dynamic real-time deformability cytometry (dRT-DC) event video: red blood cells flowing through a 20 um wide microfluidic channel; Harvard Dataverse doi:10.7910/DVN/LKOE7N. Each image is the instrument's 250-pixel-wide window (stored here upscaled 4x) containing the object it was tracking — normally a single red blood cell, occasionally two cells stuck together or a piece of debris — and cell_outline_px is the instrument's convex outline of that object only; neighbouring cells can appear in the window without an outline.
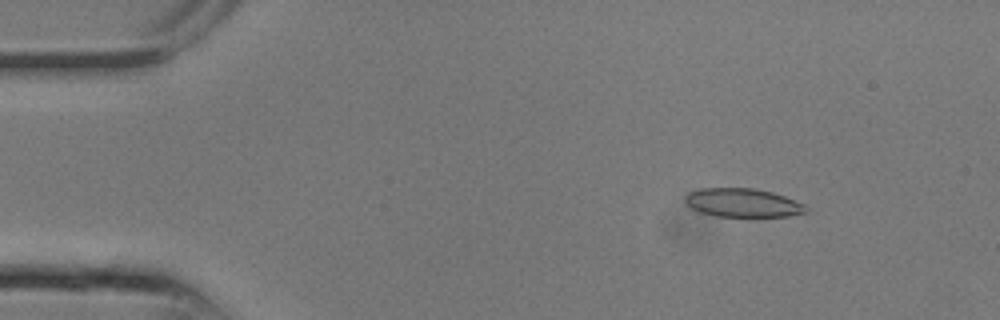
{"species": "common noctule bat (a hibernating species)", "species_latin": "Nyctalus noctula", "temperature_condition": "room temperature", "stored_images_in_passage": 3, "camera_frame_rate_fps": 3000, "um_per_image_px": 0.085, "animal": {"sex": "male", "body_mass_g": 13.3}, "frame": {"image": 1, "passage_image": 1, "time_ms": 0.0, "image_size_px": [1000, 320], "cell_outline_px": [[808, 212], [788, 216], [716, 216], [700, 212], [692, 208], [684, 200], [684, 196], [688, 192], [700, 188], [752, 188], [772, 192], [784, 196], [804, 204], [808, 208]], "centroid_in_image_um": [63.12, 17.23], "position_along_channel_um": 21.9, "area_um2": 20.11}}